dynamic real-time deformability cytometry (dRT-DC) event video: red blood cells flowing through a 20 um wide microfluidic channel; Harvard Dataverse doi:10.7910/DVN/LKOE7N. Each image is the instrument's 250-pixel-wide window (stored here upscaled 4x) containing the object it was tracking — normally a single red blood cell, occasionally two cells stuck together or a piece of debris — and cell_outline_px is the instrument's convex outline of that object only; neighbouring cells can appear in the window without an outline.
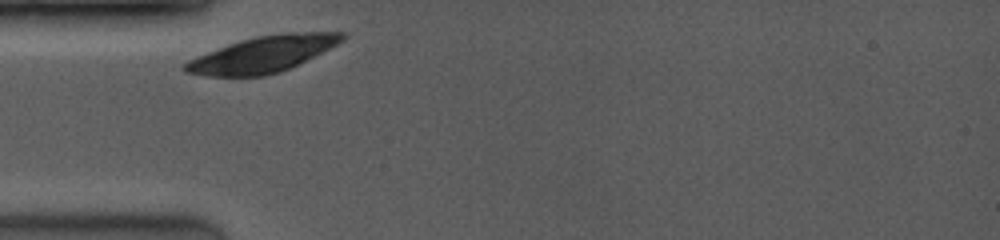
{"species": "common noctule bat (a hibernating species)", "species_latin": "Nyctalus noctula", "temperature_condition": "room temperature", "stored_images_in_passage": 10, "camera_frame_rate_fps": 3500, "um_per_image_px": 0.085, "animal": {"sex": "female", "body_mass_g": 19.0, "forearm_length_mm": 53.3}, "frame": {"image": 1, "passage_image": 1, "time_ms": 0.0, "image_size_px": [1000, 240], "cell_outline_px": [[348, 36], [344, 40], [280, 72], [264, 76], [208, 76], [184, 72], [180, 68], [188, 60], [196, 56], [240, 40], [256, 36], [288, 32], [344, 32]], "centroid_in_image_um": [22.28, 4.61], "position_along_channel_um": 62.7, "area_um2": 32.66}}
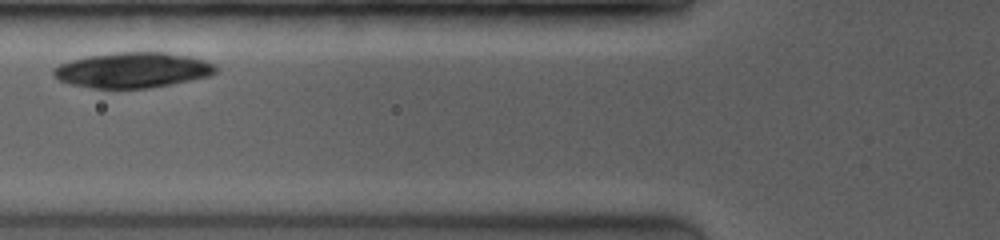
{"frame": {"image": 2, "passage_image": 4, "time_ms": 1.429, "image_size_px": [1000, 240], "cell_outline_px": [[216, 72], [212, 76], [172, 84], [148, 88], [92, 88], [72, 84], [60, 80], [52, 76], [52, 68], [60, 64], [72, 60], [88, 56], [116, 52], [164, 52], [188, 56], [204, 60], [212, 64], [216, 68]], "centroid_in_image_um": [11.27, 5.96], "position_along_channel_um": 114.5, "area_um2": 33.41}}
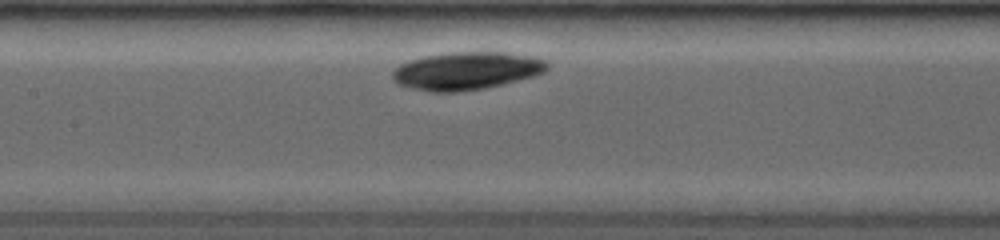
{"frame": {"image": 3, "passage_image": 7, "time_ms": 2.857, "image_size_px": [1000, 240], "cell_outline_px": [[548, 68], [544, 72], [532, 76], [484, 88], [456, 92], [432, 92], [412, 88], [400, 84], [392, 80], [392, 72], [400, 64], [424, 56], [448, 52], [508, 52], [536, 56], [544, 60], [548, 64]], "centroid_in_image_um": [39.65, 6.0], "position_along_channel_um": 167.7, "area_um2": 33.93}}